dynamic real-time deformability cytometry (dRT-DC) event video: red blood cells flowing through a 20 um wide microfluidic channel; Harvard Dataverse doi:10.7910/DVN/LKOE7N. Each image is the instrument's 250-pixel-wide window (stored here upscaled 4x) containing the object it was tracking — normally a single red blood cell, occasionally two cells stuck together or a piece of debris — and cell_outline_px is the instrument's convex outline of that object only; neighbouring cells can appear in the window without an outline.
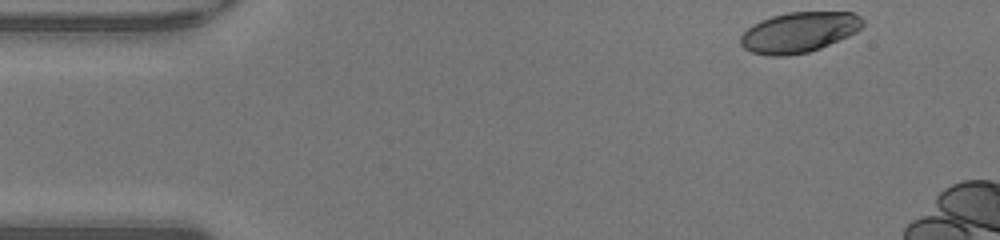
{"species": "human", "species_latin": "Homo sapiens", "temperature_condition": "warm", "stored_images_in_passage": 40, "camera_frame_rate_fps": 3000, "um_per_image_px": 0.085, "donor": {"sex": "male"}, "frame": {"image": 1, "passage_image": 1, "time_ms": 0.0, "image_size_px": [1000, 240], "cell_outline_px": [[864, 24], [856, 32], [848, 36], [820, 48], [808, 52], [788, 56], [768, 56], [752, 52], [744, 48], [740, 44], [740, 36], [752, 24], [760, 20], [772, 16], [788, 12], [852, 12], [860, 16], [864, 20]], "centroid_in_image_um": [67.9, 2.74], "position_along_channel_um": 17.1, "area_um2": 28.84}}
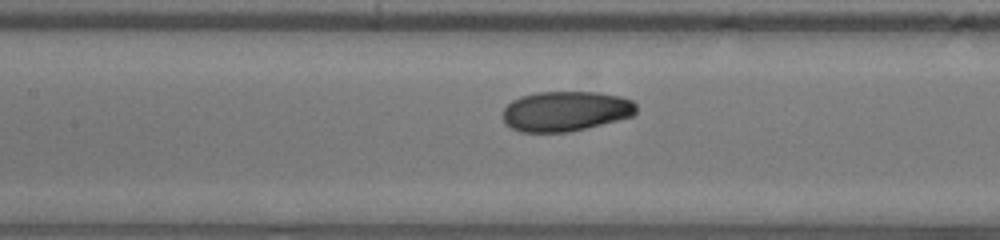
{"frame": {"image": 2, "passage_image": 18, "time_ms": 5.667, "image_size_px": [1000, 240], "cell_outline_px": [[636, 112], [632, 116], [568, 132], [520, 132], [504, 124], [504, 108], [512, 100], [520, 96], [536, 92], [596, 92], [620, 96], [632, 100], [636, 104]], "centroid_in_image_um": [48.05, 9.44], "position_along_channel_um": 159.3, "area_um2": 31.04}}
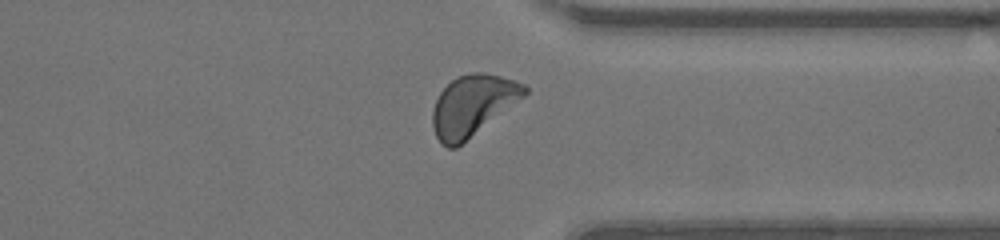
{"frame": {"image": 3, "passage_image": 33, "time_ms": 10.667, "image_size_px": [1000, 240], "cell_outline_px": [[528, 92], [524, 96], [456, 148], [448, 148], [440, 144], [436, 136], [432, 124], [432, 112], [436, 100], [440, 92], [452, 80], [460, 76], [472, 72], [484, 72], [500, 76], [524, 84], [528, 88]], "centroid_in_image_um": [40.14, 8.96], "position_along_channel_um": 371.3, "area_um2": 32.08}, "authors_computed_cell_mechanics": {"area_um2": 30.9519, "velocity_mm_per_s": 4.306, "shape_relaxation_time_tau1_ms": 3.099, "shape_relaxation_time_tau2_ms": 10.136, "deformation_change_tau1": 0.1581, "deformation_change_tau2": 0.1624}}